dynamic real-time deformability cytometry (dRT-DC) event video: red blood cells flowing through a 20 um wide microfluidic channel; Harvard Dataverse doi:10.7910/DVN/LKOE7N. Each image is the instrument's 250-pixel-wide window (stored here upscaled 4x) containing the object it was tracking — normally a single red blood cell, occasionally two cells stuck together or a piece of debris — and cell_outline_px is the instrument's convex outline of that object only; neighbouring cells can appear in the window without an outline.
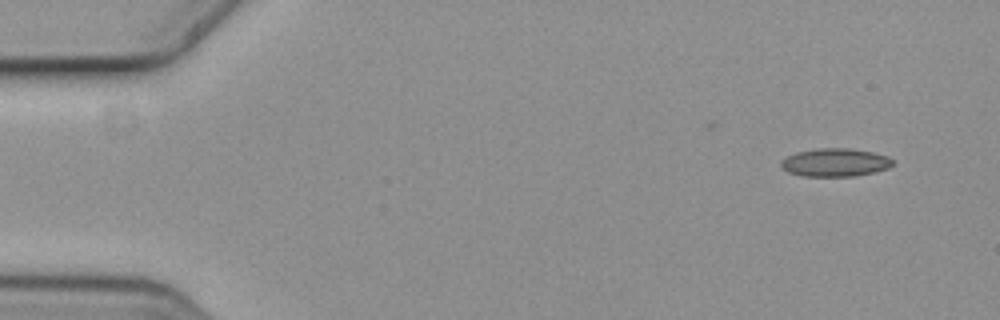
{"species": "common noctule bat (a hibernating species)", "species_latin": "Nyctalus noctula", "temperature_condition": "cold", "stored_images_in_passage": 8, "camera_frame_rate_fps": 3000, "um_per_image_px": 0.085, "animal": {"sex": "female", "body_mass_g": 19.3, "forearm_length_mm": 54.1}, "frame": {"image": 1, "passage_image": 1, "time_ms": 0.0, "image_size_px": [1000, 320], "cell_outline_px": [[892, 164], [888, 168], [856, 176], [804, 176], [788, 172], [780, 164], [780, 160], [796, 152], [816, 148], [848, 148], [872, 152], [888, 156], [892, 160]], "centroid_in_image_um": [70.96, 13.8], "position_along_channel_um": 14.0, "area_um2": 18.21}}
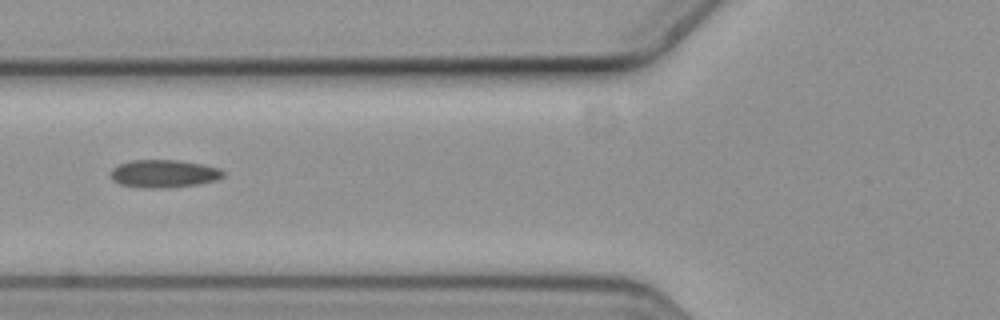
{"frame": {"image": 2, "passage_image": 6, "time_ms": 1.667, "image_size_px": [1000, 320], "cell_outline_px": [[224, 176], [216, 180], [196, 184], [160, 188], [144, 188], [120, 184], [112, 180], [112, 168], [120, 164], [132, 160], [180, 160], [204, 164], [220, 168], [224, 172]], "centroid_in_image_um": [13.95, 14.75], "position_along_channel_um": 111.9, "area_um2": 18.15}}
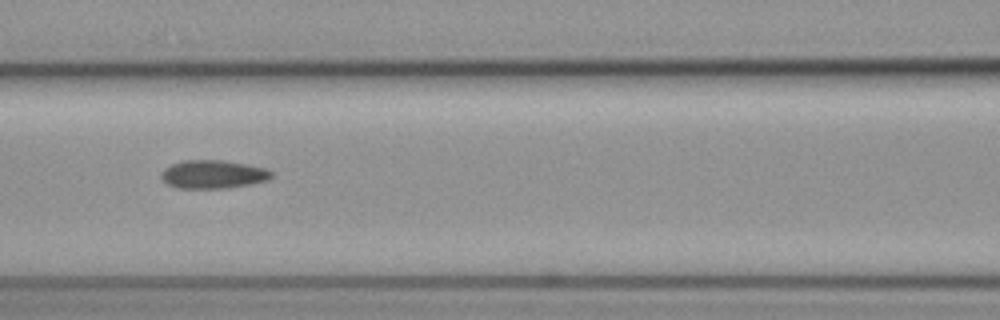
{"frame": {"image": 3, "passage_image": 7, "time_ms": 2.0, "image_size_px": [1000, 320], "cell_outline_px": [[272, 176], [268, 180], [228, 188], [176, 188], [168, 184], [160, 176], [164, 168], [172, 164], [184, 160], [224, 160], [264, 168], [272, 172]], "centroid_in_image_um": [18.08, 14.82], "position_along_channel_um": 148.5, "area_um2": 18.03}}